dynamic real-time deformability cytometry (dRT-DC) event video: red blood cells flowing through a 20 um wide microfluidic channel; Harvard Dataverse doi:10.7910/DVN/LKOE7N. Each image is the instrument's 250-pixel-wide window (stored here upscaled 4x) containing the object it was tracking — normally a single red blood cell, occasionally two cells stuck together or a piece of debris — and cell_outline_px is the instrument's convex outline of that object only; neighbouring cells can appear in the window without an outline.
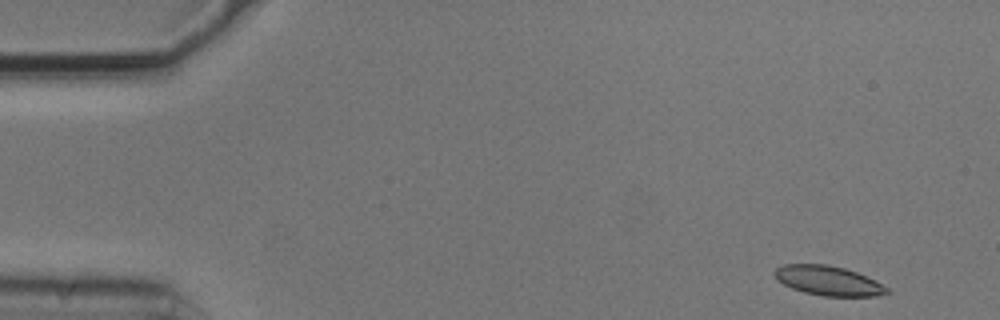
{"species": "common noctule bat (a hibernating species)", "species_latin": "Nyctalus noctula", "temperature_condition": "cold", "stored_images_in_passage": 6, "camera_frame_rate_fps": 3000, "um_per_image_px": 0.085, "animal": {"sex": "male", "body_mass_g": 20.5, "forearm_length_mm": 52.5}, "frame": {"image": 1, "passage_image": 1, "time_ms": 0.0, "image_size_px": [1000, 320], "cell_outline_px": [[888, 292], [876, 296], [824, 296], [804, 292], [792, 288], [776, 280], [772, 272], [776, 268], [784, 264], [828, 264], [844, 268], [856, 272], [876, 280], [888, 288]], "centroid_in_image_um": [70.37, 23.85], "position_along_channel_um": 14.6, "area_um2": 19.36}}
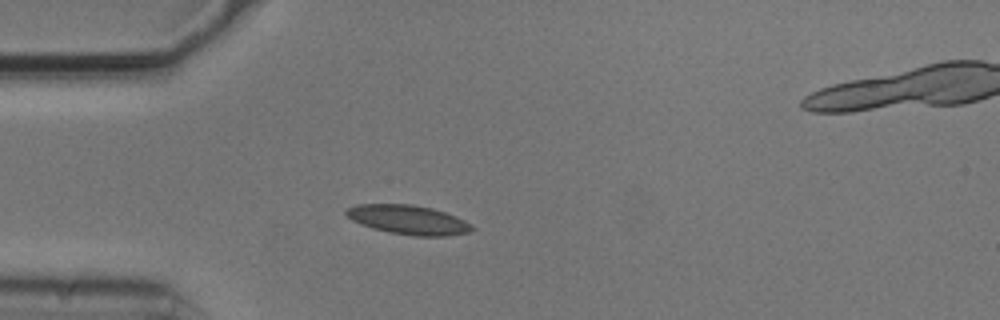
{"frame": {"image": 2, "passage_image": 4, "time_ms": 1.0, "image_size_px": [1000, 320], "cell_outline_px": [[476, 228], [468, 232], [448, 236], [412, 236], [388, 232], [372, 228], [360, 224], [352, 220], [344, 212], [348, 208], [356, 204], [412, 204], [432, 208], [456, 216], [472, 224]], "centroid_in_image_um": [34.72, 18.68], "position_along_channel_um": 50.3, "area_um2": 21.56}}
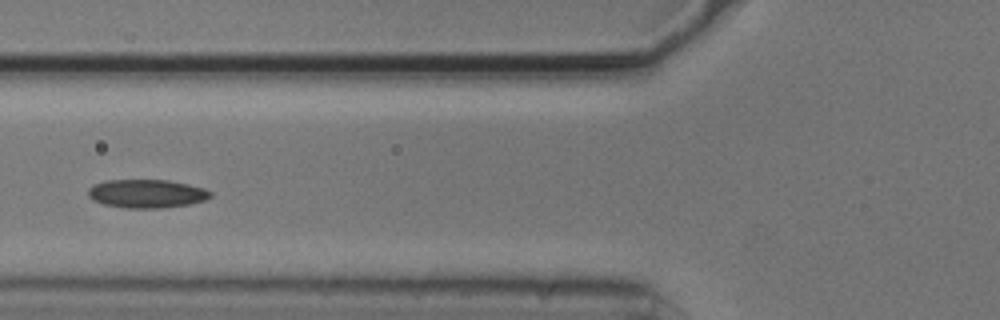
{"frame": {"image": 3, "passage_image": 6, "time_ms": 1.667, "image_size_px": [1000, 320], "cell_outline_px": [[212, 196], [204, 200], [188, 204], [160, 208], [124, 208], [104, 204], [92, 200], [88, 196], [88, 188], [92, 184], [108, 180], [168, 180], [188, 184], [204, 188], [212, 192]], "centroid_in_image_um": [12.44, 16.45], "position_along_channel_um": 113.4, "area_um2": 20.35}}